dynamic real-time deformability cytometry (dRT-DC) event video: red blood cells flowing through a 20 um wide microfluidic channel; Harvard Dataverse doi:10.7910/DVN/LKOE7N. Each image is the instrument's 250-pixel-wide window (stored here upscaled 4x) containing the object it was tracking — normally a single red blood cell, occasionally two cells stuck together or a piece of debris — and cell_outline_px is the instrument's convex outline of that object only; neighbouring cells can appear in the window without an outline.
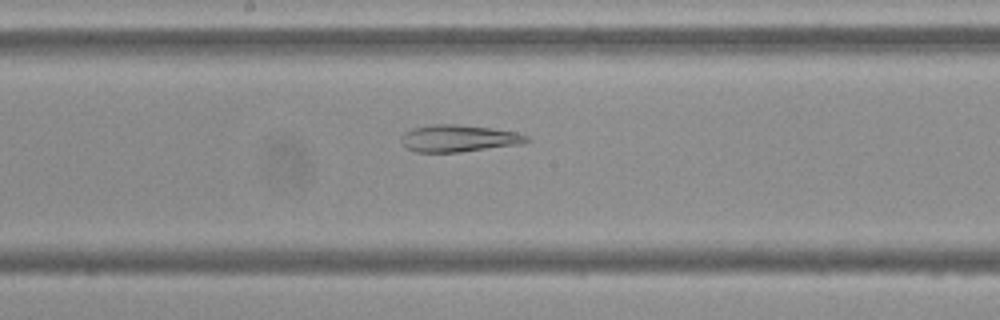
{"species": "Egyptian fruit bat (a non-hibernating species)", "species_latin": "Rousettus aegyptiacus", "temperature_condition": "cold", "stored_images_in_passage": 55, "camera_frame_rate_fps": 3000, "um_per_image_px": 0.085, "frame": {"image": 1, "passage_image": 29, "time_ms": 9.333, "image_size_px": [1000, 320], "cell_outline_px": [[532, 140], [524, 144], [460, 152], [416, 152], [404, 148], [400, 144], [400, 136], [404, 132], [412, 128], [432, 124], [456, 124], [492, 128], [516, 132], [528, 136]], "centroid_in_image_um": [38.96, 11.76], "position_along_channel_um": 209.2, "area_um2": 20.17}}
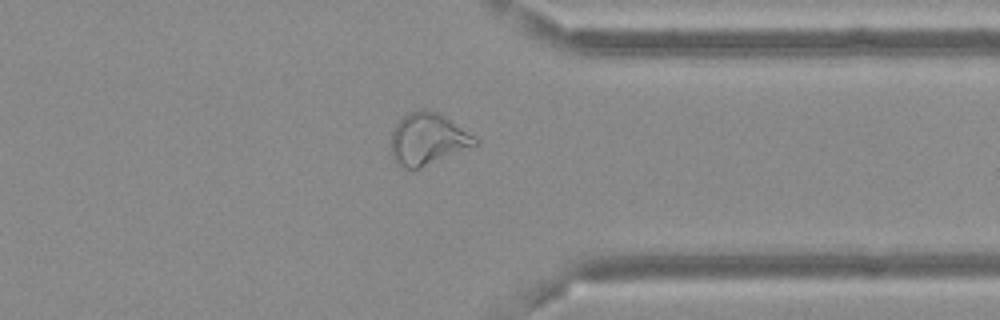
{"frame": {"image": 2, "passage_image": 43, "time_ms": 14.0, "image_size_px": [1000, 320], "cell_outline_px": [[480, 144], [472, 148], [420, 168], [400, 168], [392, 160], [392, 132], [396, 124], [408, 112], [420, 108], [424, 108], [436, 112], [444, 116], [480, 140]], "centroid_in_image_um": [36.37, 11.84], "position_along_channel_um": 375.0, "area_um2": 25.55}}
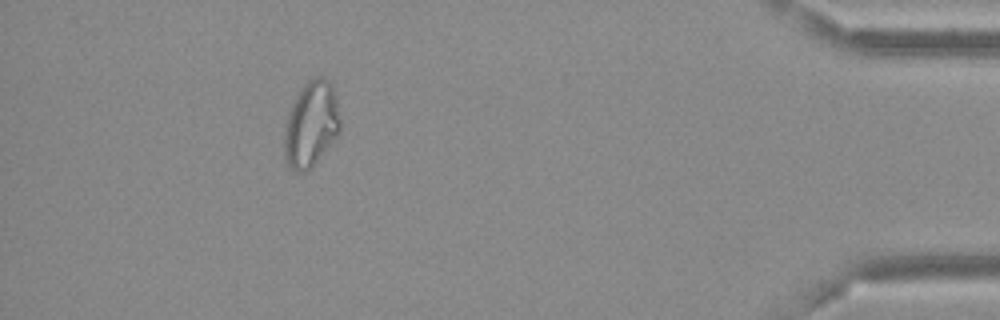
{"frame": {"image": 3, "passage_image": 50, "time_ms": 16.333, "image_size_px": [1000, 320], "cell_outline_px": [[340, 132], [336, 140], [308, 172], [296, 172], [288, 164], [284, 156], [284, 132], [288, 108], [300, 88], [308, 80], [316, 76], [324, 76], [332, 84], [336, 100], [340, 120]], "centroid_in_image_um": [26.44, 10.57], "position_along_channel_um": 408.8, "area_um2": 28.55}, "authors_computed_cell_mechanics": {"area_um2": 27.0504, "velocity_mm_per_s": 3.6436, "shape_relaxation_time_tau1_ms": null, "shape_relaxation_time_tau2_ms": 7.1086, "deformation_change_tau1": null, "deformation_change_tau2": 0.138}}